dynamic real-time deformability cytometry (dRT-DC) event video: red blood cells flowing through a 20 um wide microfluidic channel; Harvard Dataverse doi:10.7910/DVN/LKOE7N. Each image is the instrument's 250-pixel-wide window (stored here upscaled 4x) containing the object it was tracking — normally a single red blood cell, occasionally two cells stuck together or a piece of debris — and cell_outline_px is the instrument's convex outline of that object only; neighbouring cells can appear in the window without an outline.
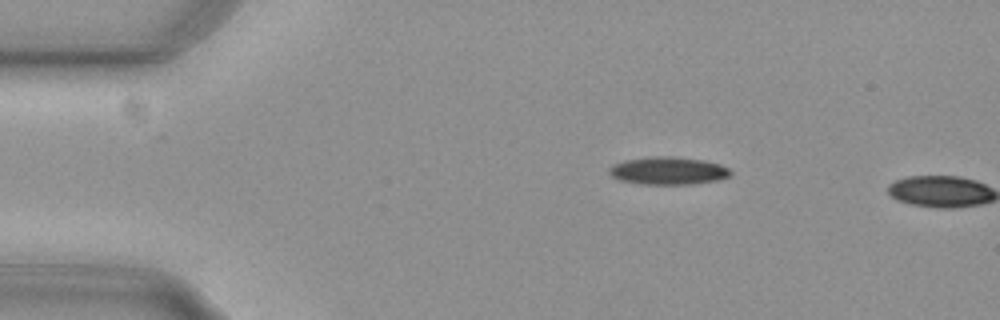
{"species": "common noctule bat (a hibernating species)", "species_latin": "Nyctalus noctula", "temperature_condition": "cold", "stored_images_in_passage": 2, "camera_frame_rate_fps": 3000, "um_per_image_px": 0.085, "animal": {"sex": "female", "body_mass_g": 29.2, "forearm_length_mm": 56.3}, "frame": {"image": 1, "passage_image": 1, "time_ms": 0.0, "image_size_px": [1000, 320], "cell_outline_px": [[732, 172], [728, 176], [716, 180], [692, 184], [640, 184], [620, 180], [612, 176], [608, 172], [608, 168], [616, 164], [628, 160], [656, 156], [672, 156], [704, 160], [720, 164], [728, 168]], "centroid_in_image_um": [56.8, 14.51], "position_along_channel_um": 28.2, "area_um2": 19.36}}